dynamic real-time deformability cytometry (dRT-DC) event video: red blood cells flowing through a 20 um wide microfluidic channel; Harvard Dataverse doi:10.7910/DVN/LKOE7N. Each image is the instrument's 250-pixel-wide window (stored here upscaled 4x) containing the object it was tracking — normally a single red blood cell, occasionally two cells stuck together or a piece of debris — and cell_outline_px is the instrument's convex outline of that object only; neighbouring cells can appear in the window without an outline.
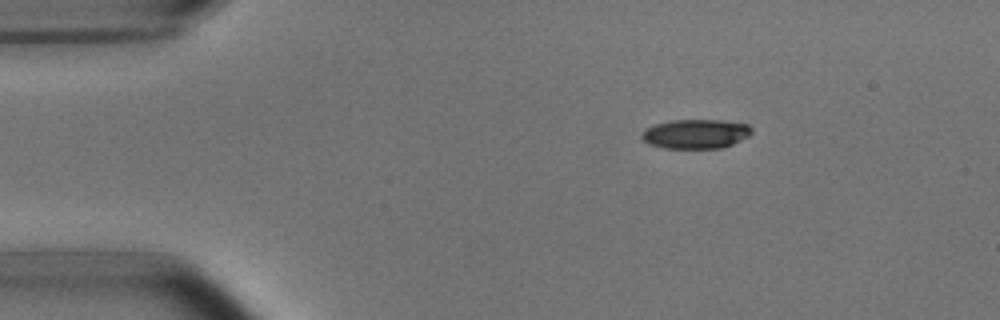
{"species": "common noctule bat (a hibernating species)", "species_latin": "Nyctalus noctula", "temperature_condition": "room temperature", "stored_images_in_passage": 2, "camera_frame_rate_fps": 3000, "um_per_image_px": 0.085, "animal": {"sex": "male", "body_mass_g": 15.6}, "frame": {"image": 1, "passage_image": 1, "time_ms": 0.0, "image_size_px": [1000, 320], "cell_outline_px": [[752, 132], [748, 136], [732, 144], [720, 148], [664, 148], [648, 144], [640, 136], [640, 132], [656, 124], [668, 120], [720, 120], [748, 124], [752, 128]], "centroid_in_image_um": [59.12, 11.38], "position_along_channel_um": 25.9, "area_um2": 18.79}}